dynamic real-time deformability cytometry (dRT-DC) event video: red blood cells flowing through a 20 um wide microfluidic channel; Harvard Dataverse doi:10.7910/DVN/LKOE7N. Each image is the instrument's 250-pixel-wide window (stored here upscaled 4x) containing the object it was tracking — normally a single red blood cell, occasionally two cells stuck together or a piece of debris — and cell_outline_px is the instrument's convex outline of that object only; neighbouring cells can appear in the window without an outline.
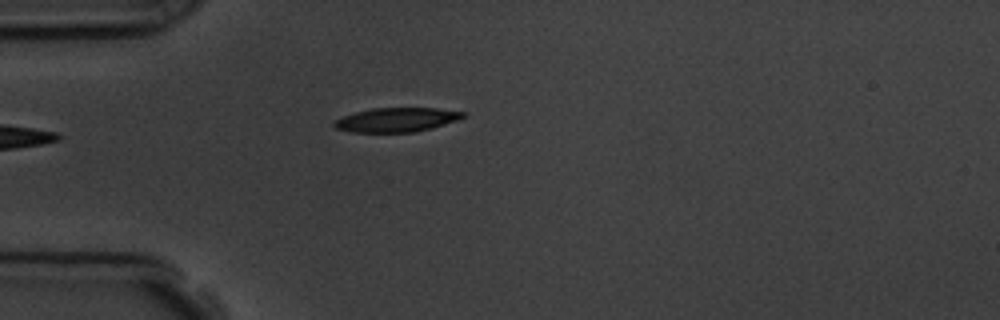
{"species": "common noctule bat (a hibernating species)", "species_latin": "Nyctalus noctula", "temperature_condition": "room temperature", "stored_images_in_passage": 5, "camera_frame_rate_fps": 3000, "um_per_image_px": 0.085, "animal": {"sex": "male", "body_mass_g": 19.5, "forearm_length_mm": 54.6}, "frame": {"image": 1, "passage_image": 4, "time_ms": 4.333, "image_size_px": [1000, 320], "cell_outline_px": [[464, 116], [456, 120], [432, 128], [416, 132], [352, 132], [336, 128], [332, 124], [336, 120], [344, 116], [356, 112], [372, 108], [436, 108], [464, 112]], "centroid_in_image_um": [33.69, 10.18], "position_along_channel_um": 51.3, "area_um2": 17.92}}